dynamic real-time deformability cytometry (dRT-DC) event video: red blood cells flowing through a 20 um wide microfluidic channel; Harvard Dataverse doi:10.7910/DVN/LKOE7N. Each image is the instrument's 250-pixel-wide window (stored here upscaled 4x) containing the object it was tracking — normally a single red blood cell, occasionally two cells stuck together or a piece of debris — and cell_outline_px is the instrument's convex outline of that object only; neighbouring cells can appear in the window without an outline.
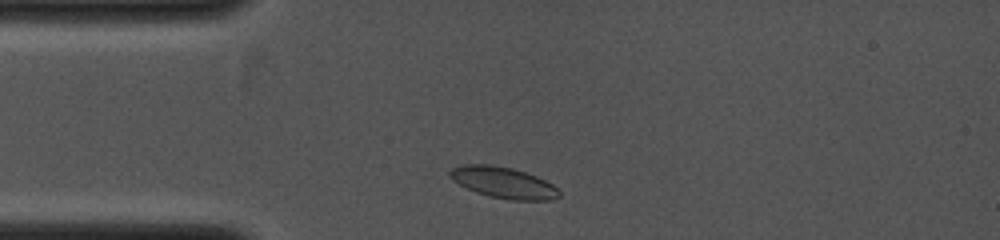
{"species": "common noctule bat (a hibernating species)", "species_latin": "Nyctalus noctula", "temperature_condition": "cold", "stored_images_in_passage": 11, "camera_frame_rate_fps": 4000, "um_per_image_px": 0.085, "animal": {"sex": "female", "body_mass_g": 19.0, "forearm_length_mm": 53.3}, "frame": {"image": 1, "passage_image": 2, "time_ms": 0.5, "image_size_px": [1000, 240], "cell_outline_px": [[560, 196], [548, 200], [512, 200], [488, 196], [476, 192], [452, 180], [448, 176], [448, 172], [452, 168], [464, 164], [492, 164], [512, 168], [536, 176], [552, 184], [560, 192]], "centroid_in_image_um": [42.76, 15.51], "position_along_channel_um": 42.2, "area_um2": 19.77}}
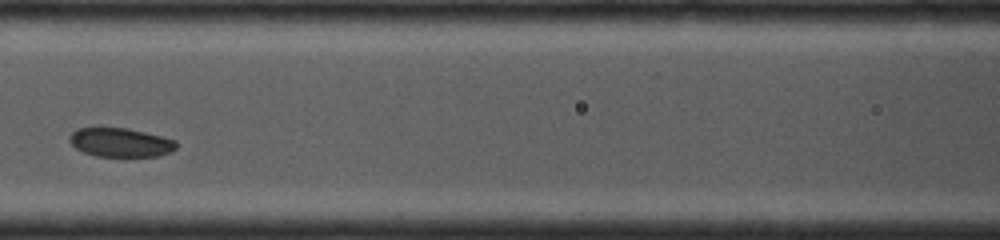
{"frame": {"image": 2, "passage_image": 7, "time_ms": 3.0, "image_size_px": [1000, 240], "cell_outline_px": [[176, 148], [172, 152], [156, 156], [96, 156], [84, 152], [76, 148], [68, 140], [68, 136], [76, 128], [96, 124], [128, 128], [176, 140]], "centroid_in_image_um": [10.15, 12.05], "position_along_channel_um": 156.4, "area_um2": 18.67}}
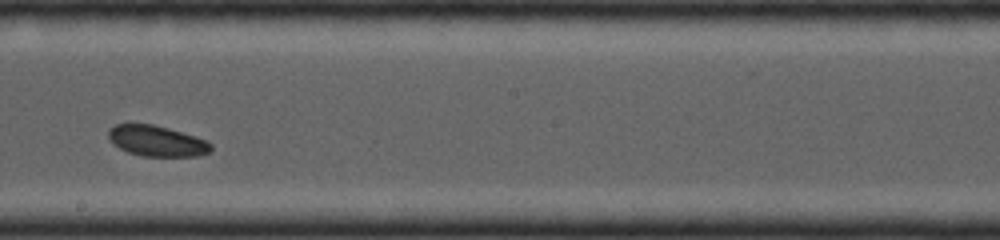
{"frame": {"image": 3, "passage_image": 10, "time_ms": 4.5, "image_size_px": [1000, 240], "cell_outline_px": [[212, 148], [208, 152], [196, 156], [140, 156], [128, 152], [120, 148], [108, 136], [108, 128], [116, 124], [152, 124], [168, 128], [208, 140], [212, 144]], "centroid_in_image_um": [13.34, 11.98], "position_along_channel_um": 234.9, "area_um2": 18.21}}